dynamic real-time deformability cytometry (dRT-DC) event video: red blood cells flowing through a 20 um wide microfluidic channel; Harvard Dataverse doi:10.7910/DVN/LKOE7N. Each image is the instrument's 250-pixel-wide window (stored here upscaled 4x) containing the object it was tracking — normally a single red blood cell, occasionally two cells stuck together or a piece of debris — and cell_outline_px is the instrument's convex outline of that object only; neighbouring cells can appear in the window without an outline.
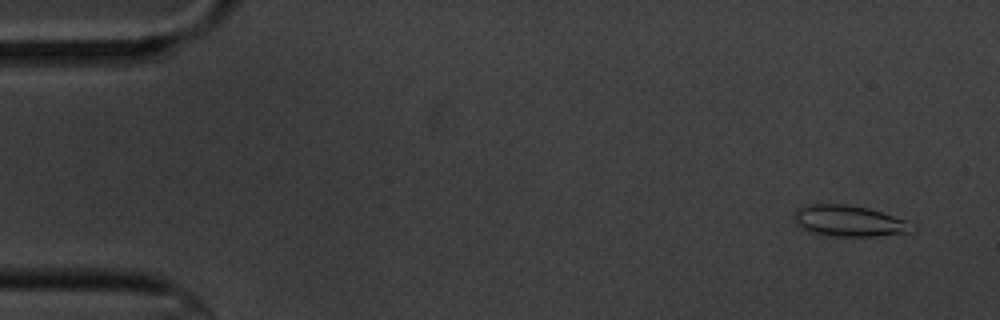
{"species": "common noctule bat (a hibernating species)", "species_latin": "Nyctalus noctula", "temperature_condition": "cold", "stored_images_in_passage": 56, "segment_of_instrument_passage": [1, 2], "camera_frame_rate_fps": 3000, "um_per_image_px": 0.085, "animal": {"sex": "male", "body_mass_g": 20.1, "forearm_length_mm": 53.5}, "frame": {"image": 1, "passage_image": 1, "time_ms": 0.0, "image_size_px": [1000, 320], "cell_outline_px": [[904, 232], [872, 236], [836, 236], [816, 232], [804, 228], [796, 224], [796, 212], [800, 208], [812, 204], [844, 204], [864, 208], [880, 212], [904, 220]], "centroid_in_image_um": [72.02, 18.76], "position_along_channel_um": 13.0, "area_um2": 19.71}}
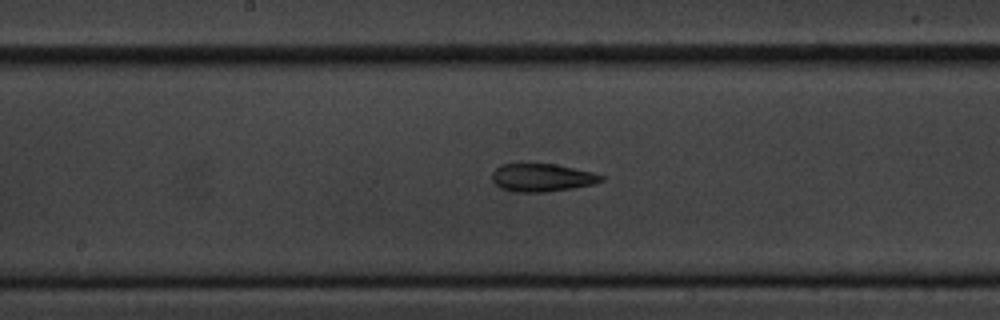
{"frame": {"image": 2, "passage_image": 27, "time_ms": 8.667, "image_size_px": [1000, 320], "cell_outline_px": [[604, 180], [592, 184], [572, 188], [544, 192], [516, 192], [500, 188], [492, 180], [492, 172], [500, 164], [556, 164], [592, 172], [604, 176]], "centroid_in_image_um": [46.05, 15.09], "position_along_channel_um": 202.2, "area_um2": 17.69}}
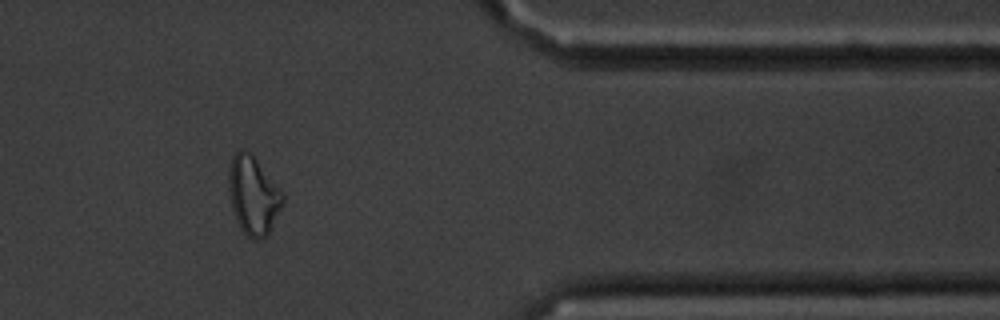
{"frame": {"image": 3, "passage_image": 45, "time_ms": 14.667, "image_size_px": [1000, 320], "cell_outline_px": [[284, 200], [268, 232], [264, 236], [252, 240], [244, 232], [236, 220], [232, 208], [228, 192], [228, 172], [232, 156], [240, 148], [244, 148], [256, 160], [284, 196]], "centroid_in_image_um": [21.46, 16.58], "position_along_channel_um": 389.9, "area_um2": 23.87}}